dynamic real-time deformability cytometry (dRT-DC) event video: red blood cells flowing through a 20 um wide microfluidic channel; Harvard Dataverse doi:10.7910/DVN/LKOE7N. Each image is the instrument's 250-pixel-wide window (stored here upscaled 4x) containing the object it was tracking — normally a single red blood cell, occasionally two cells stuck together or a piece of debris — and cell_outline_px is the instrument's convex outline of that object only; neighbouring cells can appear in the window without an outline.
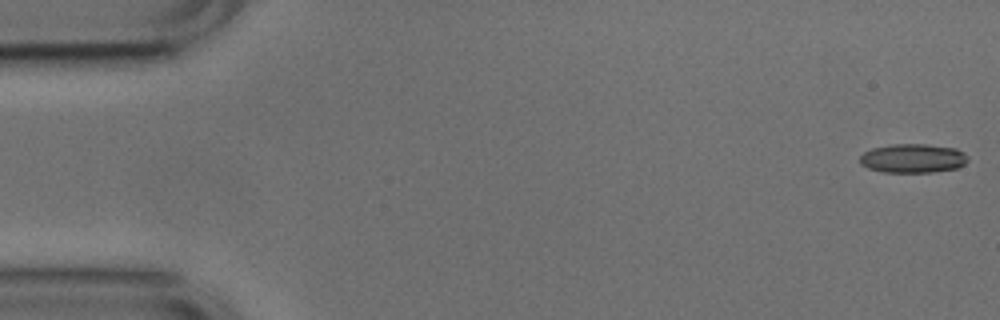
{"species": "common noctule bat (a hibernating species)", "species_latin": "Nyctalus noctula", "temperature_condition": "cold", "stored_images_in_passage": 13, "camera_frame_rate_fps": 3000, "um_per_image_px": 0.085, "animal": {"sex": "male", "body_mass_g": 17.9, "forearm_length_mm": 54.2}, "frame": {"image": 1, "passage_image": 1, "time_ms": 0.0, "image_size_px": [1000, 320], "cell_outline_px": [[968, 160], [964, 164], [956, 168], [932, 172], [884, 172], [868, 168], [860, 164], [860, 156], [864, 152], [872, 148], [892, 144], [928, 144], [956, 148], [964, 152], [968, 156]], "centroid_in_image_um": [77.6, 13.45], "position_along_channel_um": 7.4, "area_um2": 18.32}}